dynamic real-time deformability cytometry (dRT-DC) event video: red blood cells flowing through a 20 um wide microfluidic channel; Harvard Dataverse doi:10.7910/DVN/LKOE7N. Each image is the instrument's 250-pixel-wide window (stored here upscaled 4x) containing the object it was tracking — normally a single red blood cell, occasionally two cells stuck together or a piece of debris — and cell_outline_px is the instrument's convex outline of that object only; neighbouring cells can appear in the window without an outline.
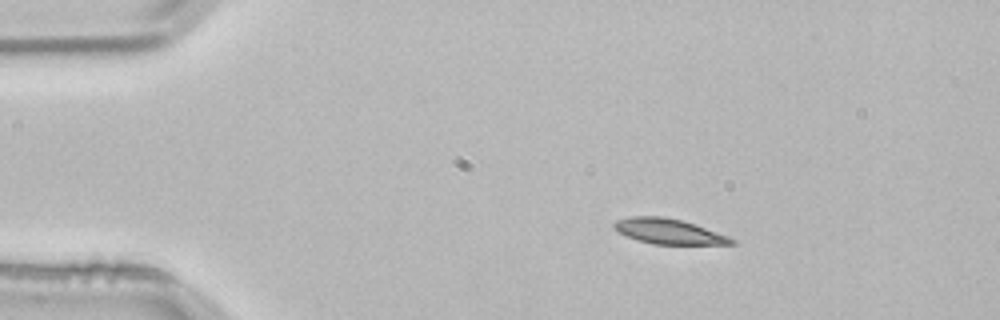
{"species": "common noctule bat (a hibernating species)", "species_latin": "Nyctalus noctula", "temperature_condition": "room temperature", "stored_images_in_passage": 3, "camera_frame_rate_fps": 3000, "um_per_image_px": 0.085, "animal": {"sex": "male", "body_mass_g": 21.5, "forearm_length_mm": 52.0}, "frame": {"image": 1, "passage_image": 2, "time_ms": 0.333, "image_size_px": [1000, 320], "cell_outline_px": [[736, 244], [652, 244], [628, 236], [620, 232], [612, 224], [616, 220], [632, 216], [664, 216], [680, 220], [728, 236], [736, 240]], "centroid_in_image_um": [56.84, 19.66], "position_along_channel_um": 28.2, "area_um2": 16.82}}